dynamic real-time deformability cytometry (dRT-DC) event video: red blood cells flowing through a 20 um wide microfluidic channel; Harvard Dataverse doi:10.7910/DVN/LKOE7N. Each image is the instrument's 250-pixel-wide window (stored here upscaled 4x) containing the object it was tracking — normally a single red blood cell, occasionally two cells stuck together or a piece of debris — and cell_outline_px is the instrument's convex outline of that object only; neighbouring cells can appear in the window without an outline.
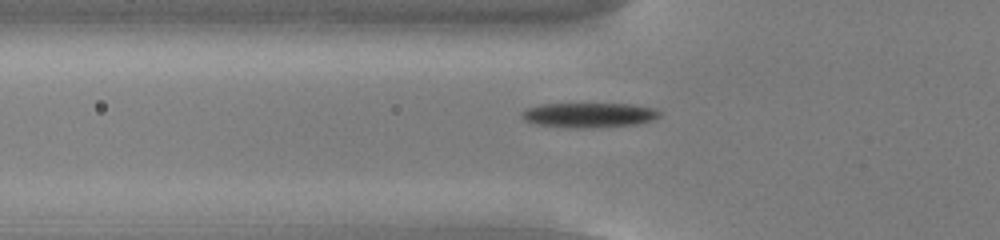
{"species": "common noctule bat (a hibernating species)", "species_latin": "Nyctalus noctula", "temperature_condition": "cold", "stored_images_in_passage": 39, "camera_frame_rate_fps": 3000, "um_per_image_px": 0.085, "animal": {"sex": "male", "body_mass_g": 13.0, "forearm_length_mm": 53.1}, "frame": {"image": 1, "passage_image": 4, "time_ms": 1.0, "image_size_px": [1000, 240], "cell_outline_px": [[664, 112], [660, 116], [652, 120], [636, 124], [592, 128], [576, 128], [536, 124], [524, 120], [520, 116], [520, 112], [524, 108], [540, 104], [628, 104], [656, 108]], "centroid_in_image_um": [50.06, 9.77], "position_along_channel_um": 75.7, "area_um2": 20.11}}
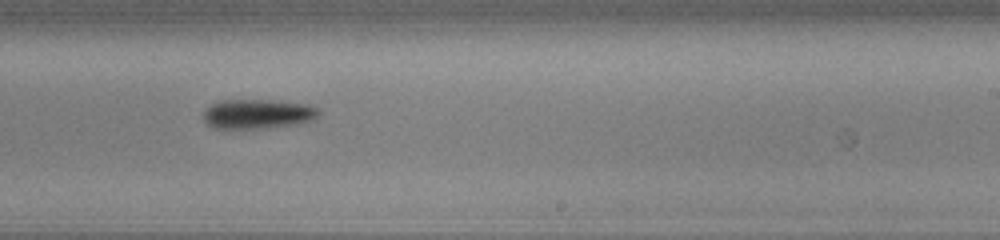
{"frame": {"image": 2, "passage_image": 19, "time_ms": 6.0, "image_size_px": [1000, 240], "cell_outline_px": [[320, 112], [316, 120], [296, 124], [272, 128], [212, 128], [204, 120], [204, 112], [212, 104], [220, 100], [276, 100], [308, 104], [320, 108]], "centroid_in_image_um": [21.98, 9.68], "position_along_channel_um": 267.0, "area_um2": 20.11}}
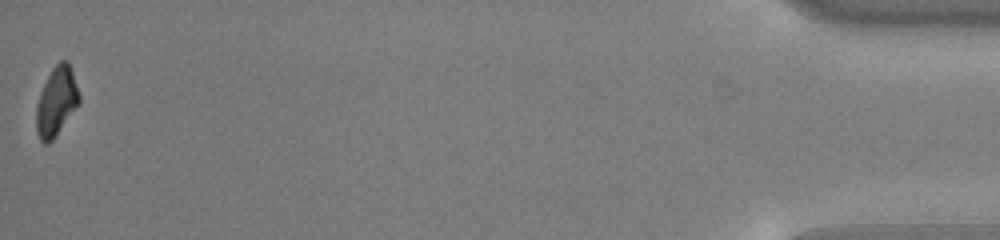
{"frame": {"image": 3, "passage_image": 39, "time_ms": 12.667, "image_size_px": [1000, 240], "cell_outline_px": [[80, 104], [52, 140], [48, 144], [44, 144], [40, 140], [36, 132], [36, 108], [40, 92], [52, 68], [60, 60], [68, 60], [80, 96]], "centroid_in_image_um": [4.79, 8.64], "position_along_channel_um": 430.4, "area_um2": 17.22}, "authors_computed_cell_mechanics": {"area_um2": 19.5364, "velocity_mm_per_s": 3.8367, "shape_relaxation_time_tau1_ms": 1.814, "shape_relaxation_time_tau2_ms": null, "deformation_change_tau1": 0.1198, "deformation_change_tau2": null}}